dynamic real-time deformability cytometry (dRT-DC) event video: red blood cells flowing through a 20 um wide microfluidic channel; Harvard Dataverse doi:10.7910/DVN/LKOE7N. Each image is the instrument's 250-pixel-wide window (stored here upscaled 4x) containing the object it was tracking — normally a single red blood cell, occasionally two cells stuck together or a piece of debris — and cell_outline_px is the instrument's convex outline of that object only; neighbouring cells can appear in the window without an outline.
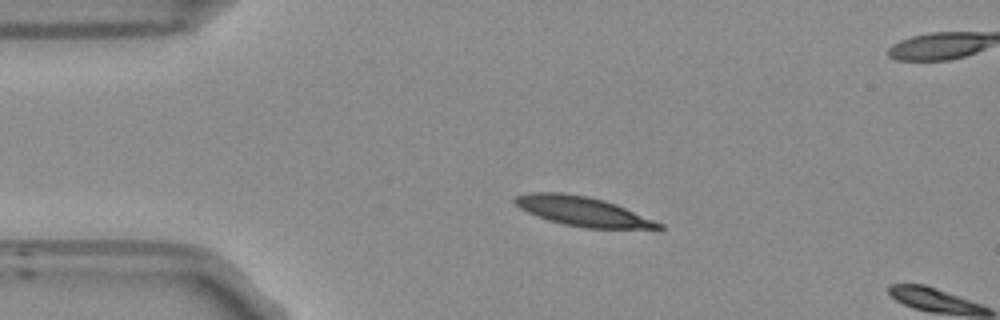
{"species": "Egyptian fruit bat (a non-hibernating species)", "species_latin": "Rousettus aegyptiacus", "temperature_condition": "room temperature", "stored_images_in_passage": 3, "camera_frame_rate_fps": 3000, "um_per_image_px": 0.085, "frame": {"image": 1, "passage_image": 1, "time_ms": 0.0, "image_size_px": [1000, 320], "cell_outline_px": [[664, 228], [588, 228], [564, 224], [548, 220], [536, 216], [520, 208], [512, 200], [516, 196], [528, 192], [560, 192], [588, 196], [604, 200], [616, 204], [664, 224]], "centroid_in_image_um": [49.49, 17.95], "position_along_channel_um": 35.5, "area_um2": 24.45}}